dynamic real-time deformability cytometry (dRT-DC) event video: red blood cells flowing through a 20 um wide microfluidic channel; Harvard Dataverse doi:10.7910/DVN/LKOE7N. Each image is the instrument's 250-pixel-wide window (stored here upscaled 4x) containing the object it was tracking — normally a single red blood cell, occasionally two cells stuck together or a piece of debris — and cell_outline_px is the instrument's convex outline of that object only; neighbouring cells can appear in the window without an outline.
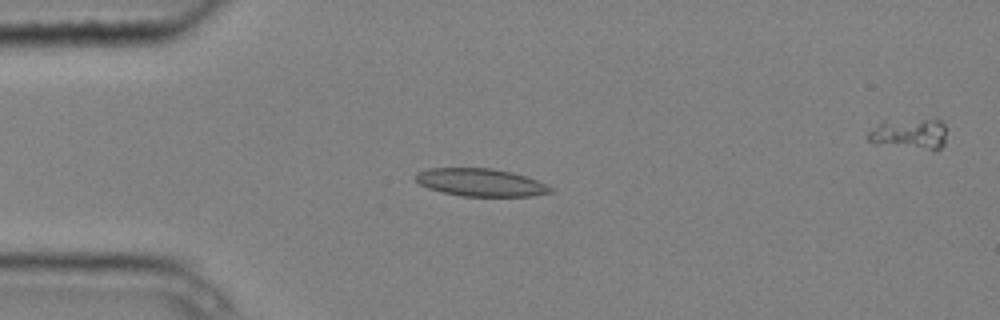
{"species": "common noctule bat (a hibernating species)", "species_latin": "Nyctalus noctula", "temperature_condition": "cold", "stored_images_in_passage": 5, "camera_frame_rate_fps": 3000, "um_per_image_px": 0.085, "animal": {"sex": "male", "body_mass_g": 20.4}, "frame": {"image": 1, "passage_image": 3, "time_ms": 0.667, "image_size_px": [1000, 320], "cell_outline_px": [[552, 192], [532, 196], [460, 196], [428, 188], [420, 184], [416, 180], [416, 172], [428, 168], [492, 168], [512, 172], [536, 180], [552, 188]], "centroid_in_image_um": [40.83, 15.5], "position_along_channel_um": 44.2, "area_um2": 21.62}}
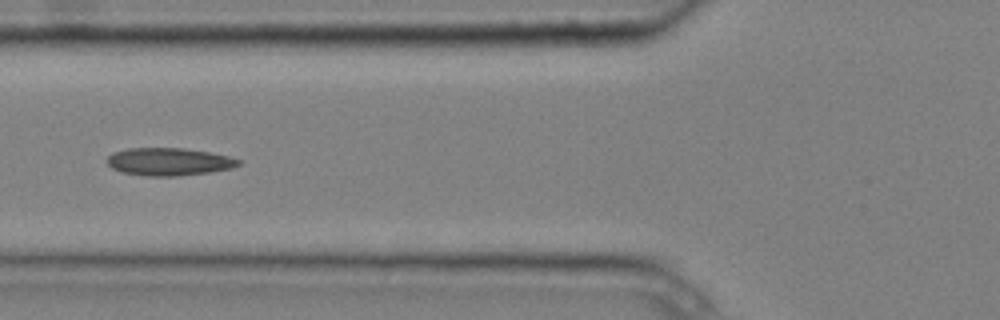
{"frame": {"image": 2, "passage_image": 5, "time_ms": 1.333, "image_size_px": [1000, 320], "cell_outline_px": [[240, 164], [232, 168], [208, 172], [180, 176], [148, 176], [124, 172], [112, 168], [104, 160], [112, 152], [128, 148], [184, 148], [208, 152], [228, 156], [240, 160]], "centroid_in_image_um": [14.32, 13.74], "position_along_channel_um": 111.5, "area_um2": 21.15}}